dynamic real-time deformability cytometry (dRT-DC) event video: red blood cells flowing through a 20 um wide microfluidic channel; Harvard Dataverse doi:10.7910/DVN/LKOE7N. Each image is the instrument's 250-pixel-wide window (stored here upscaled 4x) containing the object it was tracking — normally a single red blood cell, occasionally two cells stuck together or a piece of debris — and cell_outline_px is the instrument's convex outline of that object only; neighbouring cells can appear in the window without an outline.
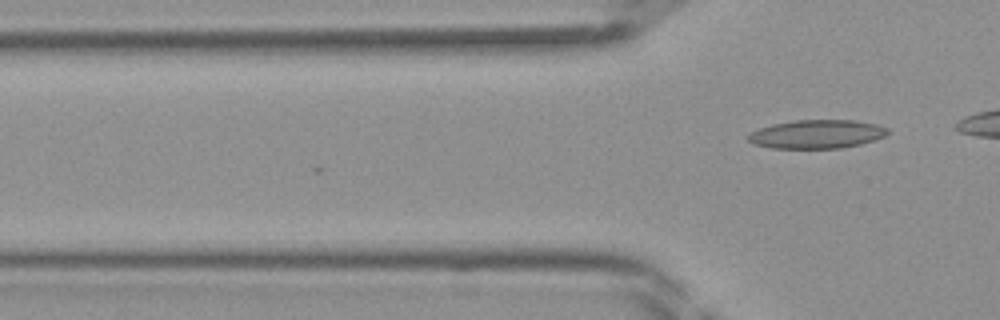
{"species": "Egyptian fruit bat (a non-hibernating species)", "species_latin": "Rousettus aegyptiacus", "temperature_condition": "room temperature", "stored_images_in_passage": 10, "camera_frame_rate_fps": 3000, "um_per_image_px": 0.085, "frame": {"image": 1, "passage_image": 10, "time_ms": 3.0, "image_size_px": [1000, 320], "cell_outline_px": [[888, 132], [884, 136], [860, 144], [840, 148], [772, 148], [752, 144], [748, 140], [748, 136], [752, 132], [760, 128], [772, 124], [796, 120], [852, 120], [876, 124], [888, 128]], "centroid_in_image_um": [69.41, 11.4], "position_along_channel_um": 56.4, "area_um2": 23.06}}